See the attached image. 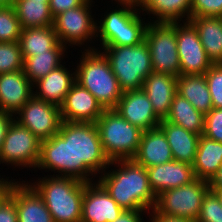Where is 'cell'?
<instances>
[{
	"instance_id": "obj_1",
	"label": "cell",
	"mask_w": 222,
	"mask_h": 222,
	"mask_svg": "<svg viewBox=\"0 0 222 222\" xmlns=\"http://www.w3.org/2000/svg\"><path fill=\"white\" fill-rule=\"evenodd\" d=\"M109 163L96 123L63 121L58 134L41 141L35 172L43 170L50 176L71 177L88 183L96 181Z\"/></svg>"
},
{
	"instance_id": "obj_2",
	"label": "cell",
	"mask_w": 222,
	"mask_h": 222,
	"mask_svg": "<svg viewBox=\"0 0 222 222\" xmlns=\"http://www.w3.org/2000/svg\"><path fill=\"white\" fill-rule=\"evenodd\" d=\"M98 177L97 181L123 210L150 213L155 208L157 197L150 187L147 170L133 159L110 161Z\"/></svg>"
},
{
	"instance_id": "obj_3",
	"label": "cell",
	"mask_w": 222,
	"mask_h": 222,
	"mask_svg": "<svg viewBox=\"0 0 222 222\" xmlns=\"http://www.w3.org/2000/svg\"><path fill=\"white\" fill-rule=\"evenodd\" d=\"M106 5L108 7L103 6L104 10L107 8L106 11L102 7V16L97 15L96 18V41L99 40L97 50L104 46H136L144 41L149 20L138 5Z\"/></svg>"
},
{
	"instance_id": "obj_4",
	"label": "cell",
	"mask_w": 222,
	"mask_h": 222,
	"mask_svg": "<svg viewBox=\"0 0 222 222\" xmlns=\"http://www.w3.org/2000/svg\"><path fill=\"white\" fill-rule=\"evenodd\" d=\"M34 178H31V181L25 180L43 198L54 222H81L85 182L76 178L45 174L44 177Z\"/></svg>"
},
{
	"instance_id": "obj_5",
	"label": "cell",
	"mask_w": 222,
	"mask_h": 222,
	"mask_svg": "<svg viewBox=\"0 0 222 222\" xmlns=\"http://www.w3.org/2000/svg\"><path fill=\"white\" fill-rule=\"evenodd\" d=\"M80 52L75 62L76 82L90 91L104 109H114L123 91L109 61L97 49Z\"/></svg>"
},
{
	"instance_id": "obj_6",
	"label": "cell",
	"mask_w": 222,
	"mask_h": 222,
	"mask_svg": "<svg viewBox=\"0 0 222 222\" xmlns=\"http://www.w3.org/2000/svg\"><path fill=\"white\" fill-rule=\"evenodd\" d=\"M99 50L109 61L123 92L142 89L144 80L153 72L145 40L136 46H104Z\"/></svg>"
},
{
	"instance_id": "obj_7",
	"label": "cell",
	"mask_w": 222,
	"mask_h": 222,
	"mask_svg": "<svg viewBox=\"0 0 222 222\" xmlns=\"http://www.w3.org/2000/svg\"><path fill=\"white\" fill-rule=\"evenodd\" d=\"M96 125L103 151L109 161L134 158L143 130L129 123L115 109H105Z\"/></svg>"
},
{
	"instance_id": "obj_8",
	"label": "cell",
	"mask_w": 222,
	"mask_h": 222,
	"mask_svg": "<svg viewBox=\"0 0 222 222\" xmlns=\"http://www.w3.org/2000/svg\"><path fill=\"white\" fill-rule=\"evenodd\" d=\"M95 2L93 0H86L81 6L68 9L54 17V31L57 34L59 42L68 51L73 47L72 50L79 47V51L96 49L97 19H95L96 12H94V15L92 12L93 7L97 6ZM91 45L94 46L92 47Z\"/></svg>"
},
{
	"instance_id": "obj_9",
	"label": "cell",
	"mask_w": 222,
	"mask_h": 222,
	"mask_svg": "<svg viewBox=\"0 0 222 222\" xmlns=\"http://www.w3.org/2000/svg\"><path fill=\"white\" fill-rule=\"evenodd\" d=\"M152 60L153 72L180 76L177 51L176 22H150L145 38Z\"/></svg>"
},
{
	"instance_id": "obj_10",
	"label": "cell",
	"mask_w": 222,
	"mask_h": 222,
	"mask_svg": "<svg viewBox=\"0 0 222 222\" xmlns=\"http://www.w3.org/2000/svg\"><path fill=\"white\" fill-rule=\"evenodd\" d=\"M209 190L208 181L196 178L189 184L163 191L157 196L154 209L164 216L196 222L203 199Z\"/></svg>"
},
{
	"instance_id": "obj_11",
	"label": "cell",
	"mask_w": 222,
	"mask_h": 222,
	"mask_svg": "<svg viewBox=\"0 0 222 222\" xmlns=\"http://www.w3.org/2000/svg\"><path fill=\"white\" fill-rule=\"evenodd\" d=\"M40 143L41 141L28 128L13 120L0 150V165L3 164L0 169L6 165L12 167L11 170H16L15 167L27 169L29 173L31 169L32 173L39 161Z\"/></svg>"
},
{
	"instance_id": "obj_12",
	"label": "cell",
	"mask_w": 222,
	"mask_h": 222,
	"mask_svg": "<svg viewBox=\"0 0 222 222\" xmlns=\"http://www.w3.org/2000/svg\"><path fill=\"white\" fill-rule=\"evenodd\" d=\"M14 120L28 128L40 141L58 134L63 122L60 106L34 95L14 115Z\"/></svg>"
},
{
	"instance_id": "obj_13",
	"label": "cell",
	"mask_w": 222,
	"mask_h": 222,
	"mask_svg": "<svg viewBox=\"0 0 222 222\" xmlns=\"http://www.w3.org/2000/svg\"><path fill=\"white\" fill-rule=\"evenodd\" d=\"M176 40L180 75H204L213 64L203 48L196 28L189 21L176 22Z\"/></svg>"
},
{
	"instance_id": "obj_14",
	"label": "cell",
	"mask_w": 222,
	"mask_h": 222,
	"mask_svg": "<svg viewBox=\"0 0 222 222\" xmlns=\"http://www.w3.org/2000/svg\"><path fill=\"white\" fill-rule=\"evenodd\" d=\"M123 209L96 180L85 182L81 222H113Z\"/></svg>"
},
{
	"instance_id": "obj_15",
	"label": "cell",
	"mask_w": 222,
	"mask_h": 222,
	"mask_svg": "<svg viewBox=\"0 0 222 222\" xmlns=\"http://www.w3.org/2000/svg\"><path fill=\"white\" fill-rule=\"evenodd\" d=\"M105 109L93 94L75 82L60 105L62 121L96 123Z\"/></svg>"
},
{
	"instance_id": "obj_16",
	"label": "cell",
	"mask_w": 222,
	"mask_h": 222,
	"mask_svg": "<svg viewBox=\"0 0 222 222\" xmlns=\"http://www.w3.org/2000/svg\"><path fill=\"white\" fill-rule=\"evenodd\" d=\"M114 109L129 123L143 131L155 129L161 122L143 89L123 92Z\"/></svg>"
},
{
	"instance_id": "obj_17",
	"label": "cell",
	"mask_w": 222,
	"mask_h": 222,
	"mask_svg": "<svg viewBox=\"0 0 222 222\" xmlns=\"http://www.w3.org/2000/svg\"><path fill=\"white\" fill-rule=\"evenodd\" d=\"M21 179L19 177L9 191L15 200L18 222H54L43 198L26 180Z\"/></svg>"
},
{
	"instance_id": "obj_18",
	"label": "cell",
	"mask_w": 222,
	"mask_h": 222,
	"mask_svg": "<svg viewBox=\"0 0 222 222\" xmlns=\"http://www.w3.org/2000/svg\"><path fill=\"white\" fill-rule=\"evenodd\" d=\"M146 170L156 197L163 191L189 184L196 179L192 165L176 160L154 165Z\"/></svg>"
},
{
	"instance_id": "obj_19",
	"label": "cell",
	"mask_w": 222,
	"mask_h": 222,
	"mask_svg": "<svg viewBox=\"0 0 222 222\" xmlns=\"http://www.w3.org/2000/svg\"><path fill=\"white\" fill-rule=\"evenodd\" d=\"M65 66H67L66 62L35 82L33 84V95L38 99L60 106L72 85L76 82L75 67Z\"/></svg>"
},
{
	"instance_id": "obj_20",
	"label": "cell",
	"mask_w": 222,
	"mask_h": 222,
	"mask_svg": "<svg viewBox=\"0 0 222 222\" xmlns=\"http://www.w3.org/2000/svg\"><path fill=\"white\" fill-rule=\"evenodd\" d=\"M33 96V84L23 70L0 74V110L15 115Z\"/></svg>"
},
{
	"instance_id": "obj_21",
	"label": "cell",
	"mask_w": 222,
	"mask_h": 222,
	"mask_svg": "<svg viewBox=\"0 0 222 222\" xmlns=\"http://www.w3.org/2000/svg\"><path fill=\"white\" fill-rule=\"evenodd\" d=\"M142 89L147 94L155 114L161 120L165 119L169 115L171 103L177 93V77L152 72L144 80Z\"/></svg>"
},
{
	"instance_id": "obj_22",
	"label": "cell",
	"mask_w": 222,
	"mask_h": 222,
	"mask_svg": "<svg viewBox=\"0 0 222 222\" xmlns=\"http://www.w3.org/2000/svg\"><path fill=\"white\" fill-rule=\"evenodd\" d=\"M133 160L145 168L174 160L167 138L159 127L143 131L138 151Z\"/></svg>"
},
{
	"instance_id": "obj_23",
	"label": "cell",
	"mask_w": 222,
	"mask_h": 222,
	"mask_svg": "<svg viewBox=\"0 0 222 222\" xmlns=\"http://www.w3.org/2000/svg\"><path fill=\"white\" fill-rule=\"evenodd\" d=\"M165 134L173 159L193 165L200 135L188 131L165 119L158 126Z\"/></svg>"
},
{
	"instance_id": "obj_24",
	"label": "cell",
	"mask_w": 222,
	"mask_h": 222,
	"mask_svg": "<svg viewBox=\"0 0 222 222\" xmlns=\"http://www.w3.org/2000/svg\"><path fill=\"white\" fill-rule=\"evenodd\" d=\"M192 0H141L139 10L150 22L189 21ZM145 11V12H144Z\"/></svg>"
},
{
	"instance_id": "obj_25",
	"label": "cell",
	"mask_w": 222,
	"mask_h": 222,
	"mask_svg": "<svg viewBox=\"0 0 222 222\" xmlns=\"http://www.w3.org/2000/svg\"><path fill=\"white\" fill-rule=\"evenodd\" d=\"M199 39L212 64H222V17H192Z\"/></svg>"
},
{
	"instance_id": "obj_26",
	"label": "cell",
	"mask_w": 222,
	"mask_h": 222,
	"mask_svg": "<svg viewBox=\"0 0 222 222\" xmlns=\"http://www.w3.org/2000/svg\"><path fill=\"white\" fill-rule=\"evenodd\" d=\"M68 49L61 43H59L53 50H47V53L35 54L34 56L23 58V71L29 81L34 84L39 79L45 77L55 68L62 65L69 59L67 53L73 51H67ZM67 56V57H66Z\"/></svg>"
},
{
	"instance_id": "obj_27",
	"label": "cell",
	"mask_w": 222,
	"mask_h": 222,
	"mask_svg": "<svg viewBox=\"0 0 222 222\" xmlns=\"http://www.w3.org/2000/svg\"><path fill=\"white\" fill-rule=\"evenodd\" d=\"M192 166L196 178L209 181L222 166V142L200 135Z\"/></svg>"
},
{
	"instance_id": "obj_28",
	"label": "cell",
	"mask_w": 222,
	"mask_h": 222,
	"mask_svg": "<svg viewBox=\"0 0 222 222\" xmlns=\"http://www.w3.org/2000/svg\"><path fill=\"white\" fill-rule=\"evenodd\" d=\"M177 93L186 98L195 109L207 114L212 108V98L204 75L177 77Z\"/></svg>"
},
{
	"instance_id": "obj_29",
	"label": "cell",
	"mask_w": 222,
	"mask_h": 222,
	"mask_svg": "<svg viewBox=\"0 0 222 222\" xmlns=\"http://www.w3.org/2000/svg\"><path fill=\"white\" fill-rule=\"evenodd\" d=\"M18 42L23 58L47 53V50H53L60 43L53 26L22 29Z\"/></svg>"
},
{
	"instance_id": "obj_30",
	"label": "cell",
	"mask_w": 222,
	"mask_h": 222,
	"mask_svg": "<svg viewBox=\"0 0 222 222\" xmlns=\"http://www.w3.org/2000/svg\"><path fill=\"white\" fill-rule=\"evenodd\" d=\"M165 120L198 135H203L205 115L178 93L174 95L169 115Z\"/></svg>"
},
{
	"instance_id": "obj_31",
	"label": "cell",
	"mask_w": 222,
	"mask_h": 222,
	"mask_svg": "<svg viewBox=\"0 0 222 222\" xmlns=\"http://www.w3.org/2000/svg\"><path fill=\"white\" fill-rule=\"evenodd\" d=\"M50 1L15 0L13 7L22 29L53 26Z\"/></svg>"
},
{
	"instance_id": "obj_32",
	"label": "cell",
	"mask_w": 222,
	"mask_h": 222,
	"mask_svg": "<svg viewBox=\"0 0 222 222\" xmlns=\"http://www.w3.org/2000/svg\"><path fill=\"white\" fill-rule=\"evenodd\" d=\"M21 26L13 6H0V42H18Z\"/></svg>"
},
{
	"instance_id": "obj_33",
	"label": "cell",
	"mask_w": 222,
	"mask_h": 222,
	"mask_svg": "<svg viewBox=\"0 0 222 222\" xmlns=\"http://www.w3.org/2000/svg\"><path fill=\"white\" fill-rule=\"evenodd\" d=\"M19 42H0V74L23 70Z\"/></svg>"
},
{
	"instance_id": "obj_34",
	"label": "cell",
	"mask_w": 222,
	"mask_h": 222,
	"mask_svg": "<svg viewBox=\"0 0 222 222\" xmlns=\"http://www.w3.org/2000/svg\"><path fill=\"white\" fill-rule=\"evenodd\" d=\"M196 222H222V206L213 191L206 193Z\"/></svg>"
},
{
	"instance_id": "obj_35",
	"label": "cell",
	"mask_w": 222,
	"mask_h": 222,
	"mask_svg": "<svg viewBox=\"0 0 222 222\" xmlns=\"http://www.w3.org/2000/svg\"><path fill=\"white\" fill-rule=\"evenodd\" d=\"M213 108H222V64H213L204 74Z\"/></svg>"
},
{
	"instance_id": "obj_36",
	"label": "cell",
	"mask_w": 222,
	"mask_h": 222,
	"mask_svg": "<svg viewBox=\"0 0 222 222\" xmlns=\"http://www.w3.org/2000/svg\"><path fill=\"white\" fill-rule=\"evenodd\" d=\"M203 135L217 142H222V108H212L205 114Z\"/></svg>"
},
{
	"instance_id": "obj_37",
	"label": "cell",
	"mask_w": 222,
	"mask_h": 222,
	"mask_svg": "<svg viewBox=\"0 0 222 222\" xmlns=\"http://www.w3.org/2000/svg\"><path fill=\"white\" fill-rule=\"evenodd\" d=\"M202 16L222 17V0H192L190 18Z\"/></svg>"
},
{
	"instance_id": "obj_38",
	"label": "cell",
	"mask_w": 222,
	"mask_h": 222,
	"mask_svg": "<svg viewBox=\"0 0 222 222\" xmlns=\"http://www.w3.org/2000/svg\"><path fill=\"white\" fill-rule=\"evenodd\" d=\"M0 222H18L15 200L10 195L0 203Z\"/></svg>"
},
{
	"instance_id": "obj_39",
	"label": "cell",
	"mask_w": 222,
	"mask_h": 222,
	"mask_svg": "<svg viewBox=\"0 0 222 222\" xmlns=\"http://www.w3.org/2000/svg\"><path fill=\"white\" fill-rule=\"evenodd\" d=\"M86 0H50L49 6L53 17L68 9L81 6Z\"/></svg>"
},
{
	"instance_id": "obj_40",
	"label": "cell",
	"mask_w": 222,
	"mask_h": 222,
	"mask_svg": "<svg viewBox=\"0 0 222 222\" xmlns=\"http://www.w3.org/2000/svg\"><path fill=\"white\" fill-rule=\"evenodd\" d=\"M148 214V211L123 210L113 222H145L144 218L148 220Z\"/></svg>"
},
{
	"instance_id": "obj_41",
	"label": "cell",
	"mask_w": 222,
	"mask_h": 222,
	"mask_svg": "<svg viewBox=\"0 0 222 222\" xmlns=\"http://www.w3.org/2000/svg\"><path fill=\"white\" fill-rule=\"evenodd\" d=\"M14 120V115L0 110V150L9 126Z\"/></svg>"
},
{
	"instance_id": "obj_42",
	"label": "cell",
	"mask_w": 222,
	"mask_h": 222,
	"mask_svg": "<svg viewBox=\"0 0 222 222\" xmlns=\"http://www.w3.org/2000/svg\"><path fill=\"white\" fill-rule=\"evenodd\" d=\"M148 222H195L186 218L164 216L159 214L155 209H153L148 214Z\"/></svg>"
},
{
	"instance_id": "obj_43",
	"label": "cell",
	"mask_w": 222,
	"mask_h": 222,
	"mask_svg": "<svg viewBox=\"0 0 222 222\" xmlns=\"http://www.w3.org/2000/svg\"><path fill=\"white\" fill-rule=\"evenodd\" d=\"M5 176L6 175H1L0 173V203L5 199V197L9 195L11 186L17 180V176H16V179L12 177L10 178L9 176L8 177L7 176L5 177Z\"/></svg>"
},
{
	"instance_id": "obj_44",
	"label": "cell",
	"mask_w": 222,
	"mask_h": 222,
	"mask_svg": "<svg viewBox=\"0 0 222 222\" xmlns=\"http://www.w3.org/2000/svg\"><path fill=\"white\" fill-rule=\"evenodd\" d=\"M209 189H222V166L208 181Z\"/></svg>"
},
{
	"instance_id": "obj_45",
	"label": "cell",
	"mask_w": 222,
	"mask_h": 222,
	"mask_svg": "<svg viewBox=\"0 0 222 222\" xmlns=\"http://www.w3.org/2000/svg\"><path fill=\"white\" fill-rule=\"evenodd\" d=\"M107 2H108V4H109V2H111L110 4L138 5V2L136 0H110Z\"/></svg>"
},
{
	"instance_id": "obj_46",
	"label": "cell",
	"mask_w": 222,
	"mask_h": 222,
	"mask_svg": "<svg viewBox=\"0 0 222 222\" xmlns=\"http://www.w3.org/2000/svg\"><path fill=\"white\" fill-rule=\"evenodd\" d=\"M210 190L216 194L222 206V189H210Z\"/></svg>"
},
{
	"instance_id": "obj_47",
	"label": "cell",
	"mask_w": 222,
	"mask_h": 222,
	"mask_svg": "<svg viewBox=\"0 0 222 222\" xmlns=\"http://www.w3.org/2000/svg\"><path fill=\"white\" fill-rule=\"evenodd\" d=\"M15 0H0V6H13Z\"/></svg>"
}]
</instances>
